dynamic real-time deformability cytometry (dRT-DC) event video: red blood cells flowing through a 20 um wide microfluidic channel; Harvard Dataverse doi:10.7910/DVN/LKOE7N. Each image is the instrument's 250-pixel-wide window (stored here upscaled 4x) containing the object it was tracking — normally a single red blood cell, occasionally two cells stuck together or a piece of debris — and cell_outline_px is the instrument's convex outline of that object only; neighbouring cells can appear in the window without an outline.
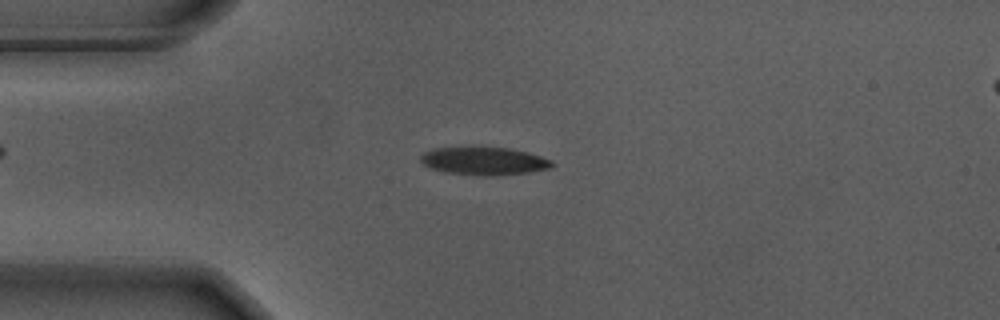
{"species": "Egyptian fruit bat (a non-hibernating species)", "species_latin": "Rousettus aegyptiacus", "temperature_condition": "warm", "stored_images_in_passage": 55, "camera_frame_rate_fps": 3000, "um_per_image_px": 0.085, "animal": {"sex": "male"}, "frame": {"image": 1, "passage_image": 13, "time_ms": 4.0, "image_size_px": [1000, 320], "cell_outline_px": [[556, 164], [552, 168], [528, 172], [444, 172], [432, 168], [424, 164], [420, 160], [420, 156], [424, 152], [432, 148], [508, 148], [540, 156], [552, 160]], "centroid_in_image_um": [41.14, 13.63], "position_along_channel_um": 43.9, "area_um2": 19.77}}
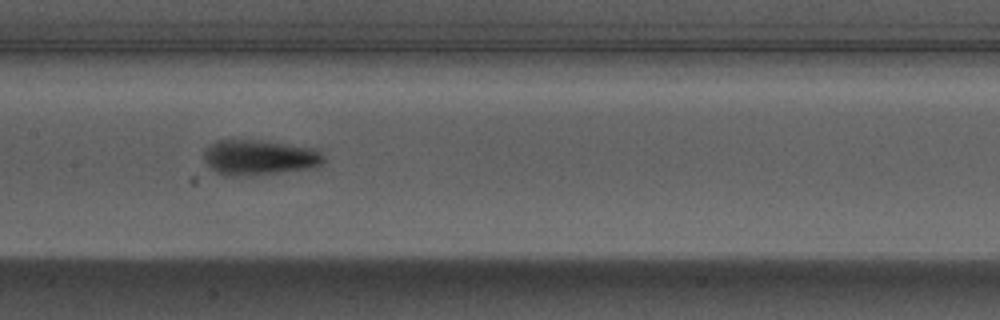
{"frame": {"image": 2, "passage_image": 26, "time_ms": 8.333, "image_size_px": [1000, 320], "cell_outline_px": [[324, 160], [320, 164], [308, 168], [252, 176], [224, 176], [216, 172], [204, 160], [204, 148], [216, 140], [248, 140], [312, 148], [320, 152], [324, 156]], "centroid_in_image_um": [21.95, 13.4], "position_along_channel_um": 185.4, "area_um2": 24.16}}
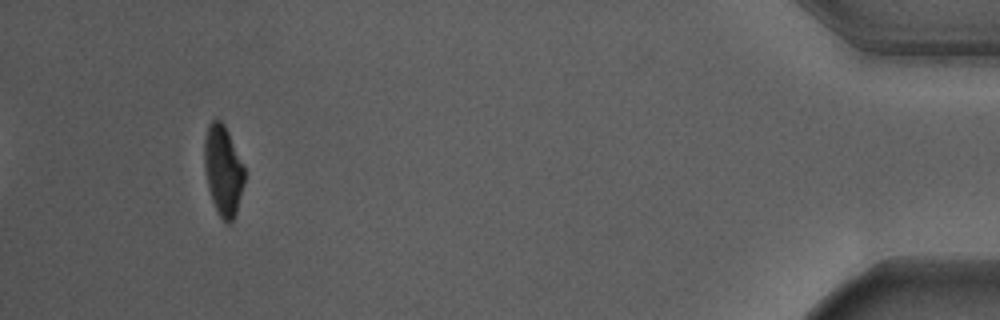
{"frame": {"image": 3, "passage_image": 51, "time_ms": 16.667, "image_size_px": [1000, 320], "cell_outline_px": [[244, 184], [236, 212], [232, 220], [228, 224], [220, 216], [212, 200], [208, 188], [204, 168], [204, 140], [208, 124], [216, 116], [224, 124], [244, 164]], "centroid_in_image_um": [18.95, 14.43], "position_along_channel_um": 416.2, "area_um2": 21.1}, "authors_computed_cell_mechanics": {"area_um2": 22.4264, "velocity_mm_per_s": 3.6881, "shape_relaxation_time_tau1_ms": 2.7668, "shape_relaxation_time_tau2_ms": 2.3339, "deformation_change_tau1": 0.1669, "deformation_change_tau2": 0.0943}}